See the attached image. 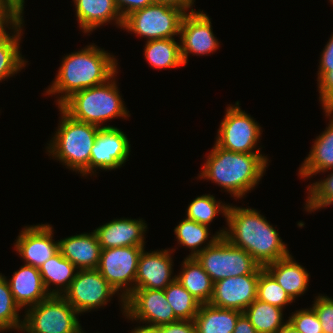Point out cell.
I'll list each match as a JSON object with an SVG mask.
<instances>
[{
    "label": "cell",
    "instance_id": "obj_20",
    "mask_svg": "<svg viewBox=\"0 0 333 333\" xmlns=\"http://www.w3.org/2000/svg\"><path fill=\"white\" fill-rule=\"evenodd\" d=\"M325 116L329 118L328 127L316 137L312 148L299 167L298 176L302 179L310 178L314 174L326 173L333 169V108H323Z\"/></svg>",
    "mask_w": 333,
    "mask_h": 333
},
{
    "label": "cell",
    "instance_id": "obj_35",
    "mask_svg": "<svg viewBox=\"0 0 333 333\" xmlns=\"http://www.w3.org/2000/svg\"><path fill=\"white\" fill-rule=\"evenodd\" d=\"M326 178L316 181L307 186L308 196L305 200L306 212L314 213L333 204V169Z\"/></svg>",
    "mask_w": 333,
    "mask_h": 333
},
{
    "label": "cell",
    "instance_id": "obj_39",
    "mask_svg": "<svg viewBox=\"0 0 333 333\" xmlns=\"http://www.w3.org/2000/svg\"><path fill=\"white\" fill-rule=\"evenodd\" d=\"M5 0H0V35L7 31L21 18Z\"/></svg>",
    "mask_w": 333,
    "mask_h": 333
},
{
    "label": "cell",
    "instance_id": "obj_29",
    "mask_svg": "<svg viewBox=\"0 0 333 333\" xmlns=\"http://www.w3.org/2000/svg\"><path fill=\"white\" fill-rule=\"evenodd\" d=\"M144 57L155 69H171L184 66L180 43L175 38L148 40L145 42Z\"/></svg>",
    "mask_w": 333,
    "mask_h": 333
},
{
    "label": "cell",
    "instance_id": "obj_12",
    "mask_svg": "<svg viewBox=\"0 0 333 333\" xmlns=\"http://www.w3.org/2000/svg\"><path fill=\"white\" fill-rule=\"evenodd\" d=\"M127 319L148 326H160L178 321L169 305L164 290L135 288L125 299Z\"/></svg>",
    "mask_w": 333,
    "mask_h": 333
},
{
    "label": "cell",
    "instance_id": "obj_41",
    "mask_svg": "<svg viewBox=\"0 0 333 333\" xmlns=\"http://www.w3.org/2000/svg\"><path fill=\"white\" fill-rule=\"evenodd\" d=\"M115 5L124 19L132 12L143 9L146 6L154 3L155 0H114Z\"/></svg>",
    "mask_w": 333,
    "mask_h": 333
},
{
    "label": "cell",
    "instance_id": "obj_21",
    "mask_svg": "<svg viewBox=\"0 0 333 333\" xmlns=\"http://www.w3.org/2000/svg\"><path fill=\"white\" fill-rule=\"evenodd\" d=\"M59 241V251L78 270L96 269L102 248L99 244L95 231L81 233L62 238Z\"/></svg>",
    "mask_w": 333,
    "mask_h": 333
},
{
    "label": "cell",
    "instance_id": "obj_10",
    "mask_svg": "<svg viewBox=\"0 0 333 333\" xmlns=\"http://www.w3.org/2000/svg\"><path fill=\"white\" fill-rule=\"evenodd\" d=\"M144 248L126 246L102 249L101 251L96 269L118 292L123 313H125V299L135 289L138 261Z\"/></svg>",
    "mask_w": 333,
    "mask_h": 333
},
{
    "label": "cell",
    "instance_id": "obj_13",
    "mask_svg": "<svg viewBox=\"0 0 333 333\" xmlns=\"http://www.w3.org/2000/svg\"><path fill=\"white\" fill-rule=\"evenodd\" d=\"M179 38L184 65L188 63L189 54L206 56L219 49L220 42L214 36L211 18L203 10H194L184 15Z\"/></svg>",
    "mask_w": 333,
    "mask_h": 333
},
{
    "label": "cell",
    "instance_id": "obj_23",
    "mask_svg": "<svg viewBox=\"0 0 333 333\" xmlns=\"http://www.w3.org/2000/svg\"><path fill=\"white\" fill-rule=\"evenodd\" d=\"M278 282L280 286L295 301L296 297H300L309 285L310 273L295 261L293 256H288L270 263L264 267Z\"/></svg>",
    "mask_w": 333,
    "mask_h": 333
},
{
    "label": "cell",
    "instance_id": "obj_15",
    "mask_svg": "<svg viewBox=\"0 0 333 333\" xmlns=\"http://www.w3.org/2000/svg\"><path fill=\"white\" fill-rule=\"evenodd\" d=\"M264 267L259 266L252 274L228 277L213 283L210 304L244 312L257 299L259 273Z\"/></svg>",
    "mask_w": 333,
    "mask_h": 333
},
{
    "label": "cell",
    "instance_id": "obj_8",
    "mask_svg": "<svg viewBox=\"0 0 333 333\" xmlns=\"http://www.w3.org/2000/svg\"><path fill=\"white\" fill-rule=\"evenodd\" d=\"M213 283L228 277L252 274L260 265L245 250L230 244L224 237L196 257Z\"/></svg>",
    "mask_w": 333,
    "mask_h": 333
},
{
    "label": "cell",
    "instance_id": "obj_34",
    "mask_svg": "<svg viewBox=\"0 0 333 333\" xmlns=\"http://www.w3.org/2000/svg\"><path fill=\"white\" fill-rule=\"evenodd\" d=\"M257 299L281 309H285L286 305L295 302L265 268L259 273Z\"/></svg>",
    "mask_w": 333,
    "mask_h": 333
},
{
    "label": "cell",
    "instance_id": "obj_14",
    "mask_svg": "<svg viewBox=\"0 0 333 333\" xmlns=\"http://www.w3.org/2000/svg\"><path fill=\"white\" fill-rule=\"evenodd\" d=\"M130 147V141L121 129L100 128L91 149L89 175H96L98 169L111 171L121 168L130 156Z\"/></svg>",
    "mask_w": 333,
    "mask_h": 333
},
{
    "label": "cell",
    "instance_id": "obj_42",
    "mask_svg": "<svg viewBox=\"0 0 333 333\" xmlns=\"http://www.w3.org/2000/svg\"><path fill=\"white\" fill-rule=\"evenodd\" d=\"M318 67H333V34L321 53Z\"/></svg>",
    "mask_w": 333,
    "mask_h": 333
},
{
    "label": "cell",
    "instance_id": "obj_18",
    "mask_svg": "<svg viewBox=\"0 0 333 333\" xmlns=\"http://www.w3.org/2000/svg\"><path fill=\"white\" fill-rule=\"evenodd\" d=\"M147 224L142 219L117 218L100 225L94 231L102 249L144 247Z\"/></svg>",
    "mask_w": 333,
    "mask_h": 333
},
{
    "label": "cell",
    "instance_id": "obj_24",
    "mask_svg": "<svg viewBox=\"0 0 333 333\" xmlns=\"http://www.w3.org/2000/svg\"><path fill=\"white\" fill-rule=\"evenodd\" d=\"M24 18L21 17L8 31L0 35V81L10 79L19 73L28 61L20 52L21 36H23Z\"/></svg>",
    "mask_w": 333,
    "mask_h": 333
},
{
    "label": "cell",
    "instance_id": "obj_4",
    "mask_svg": "<svg viewBox=\"0 0 333 333\" xmlns=\"http://www.w3.org/2000/svg\"><path fill=\"white\" fill-rule=\"evenodd\" d=\"M55 135L46 146L48 156L64 164L69 170L89 175L91 149L100 127L81 122L69 116L61 107Z\"/></svg>",
    "mask_w": 333,
    "mask_h": 333
},
{
    "label": "cell",
    "instance_id": "obj_25",
    "mask_svg": "<svg viewBox=\"0 0 333 333\" xmlns=\"http://www.w3.org/2000/svg\"><path fill=\"white\" fill-rule=\"evenodd\" d=\"M176 279L201 304L210 302L213 293V282L197 259L186 257Z\"/></svg>",
    "mask_w": 333,
    "mask_h": 333
},
{
    "label": "cell",
    "instance_id": "obj_26",
    "mask_svg": "<svg viewBox=\"0 0 333 333\" xmlns=\"http://www.w3.org/2000/svg\"><path fill=\"white\" fill-rule=\"evenodd\" d=\"M242 313L235 309L215 307L210 303L201 304L193 320L196 333H232Z\"/></svg>",
    "mask_w": 333,
    "mask_h": 333
},
{
    "label": "cell",
    "instance_id": "obj_43",
    "mask_svg": "<svg viewBox=\"0 0 333 333\" xmlns=\"http://www.w3.org/2000/svg\"><path fill=\"white\" fill-rule=\"evenodd\" d=\"M232 333H257V331L251 324L249 318L243 312L238 317L234 331Z\"/></svg>",
    "mask_w": 333,
    "mask_h": 333
},
{
    "label": "cell",
    "instance_id": "obj_22",
    "mask_svg": "<svg viewBox=\"0 0 333 333\" xmlns=\"http://www.w3.org/2000/svg\"><path fill=\"white\" fill-rule=\"evenodd\" d=\"M79 28L84 34H91L93 30L104 24L115 22L122 29L123 18L114 0H73Z\"/></svg>",
    "mask_w": 333,
    "mask_h": 333
},
{
    "label": "cell",
    "instance_id": "obj_36",
    "mask_svg": "<svg viewBox=\"0 0 333 333\" xmlns=\"http://www.w3.org/2000/svg\"><path fill=\"white\" fill-rule=\"evenodd\" d=\"M288 321L301 333H323L319 318L315 310L302 308L292 312Z\"/></svg>",
    "mask_w": 333,
    "mask_h": 333
},
{
    "label": "cell",
    "instance_id": "obj_32",
    "mask_svg": "<svg viewBox=\"0 0 333 333\" xmlns=\"http://www.w3.org/2000/svg\"><path fill=\"white\" fill-rule=\"evenodd\" d=\"M228 207L229 203L224 204L220 200L217 201L213 195H201L189 203L186 209V218L210 227L217 214L222 213L226 218Z\"/></svg>",
    "mask_w": 333,
    "mask_h": 333
},
{
    "label": "cell",
    "instance_id": "obj_7",
    "mask_svg": "<svg viewBox=\"0 0 333 333\" xmlns=\"http://www.w3.org/2000/svg\"><path fill=\"white\" fill-rule=\"evenodd\" d=\"M186 12L176 6L154 2L123 19V30L148 40L174 38L180 33Z\"/></svg>",
    "mask_w": 333,
    "mask_h": 333
},
{
    "label": "cell",
    "instance_id": "obj_11",
    "mask_svg": "<svg viewBox=\"0 0 333 333\" xmlns=\"http://www.w3.org/2000/svg\"><path fill=\"white\" fill-rule=\"evenodd\" d=\"M118 292L97 269L78 270L63 297L80 314L106 306Z\"/></svg>",
    "mask_w": 333,
    "mask_h": 333
},
{
    "label": "cell",
    "instance_id": "obj_1",
    "mask_svg": "<svg viewBox=\"0 0 333 333\" xmlns=\"http://www.w3.org/2000/svg\"><path fill=\"white\" fill-rule=\"evenodd\" d=\"M224 238L249 253L262 267L290 254L279 232L253 208L229 205Z\"/></svg>",
    "mask_w": 333,
    "mask_h": 333
},
{
    "label": "cell",
    "instance_id": "obj_46",
    "mask_svg": "<svg viewBox=\"0 0 333 333\" xmlns=\"http://www.w3.org/2000/svg\"><path fill=\"white\" fill-rule=\"evenodd\" d=\"M131 333H157V326L142 325L134 327Z\"/></svg>",
    "mask_w": 333,
    "mask_h": 333
},
{
    "label": "cell",
    "instance_id": "obj_47",
    "mask_svg": "<svg viewBox=\"0 0 333 333\" xmlns=\"http://www.w3.org/2000/svg\"><path fill=\"white\" fill-rule=\"evenodd\" d=\"M276 333H301L287 321Z\"/></svg>",
    "mask_w": 333,
    "mask_h": 333
},
{
    "label": "cell",
    "instance_id": "obj_31",
    "mask_svg": "<svg viewBox=\"0 0 333 333\" xmlns=\"http://www.w3.org/2000/svg\"><path fill=\"white\" fill-rule=\"evenodd\" d=\"M165 296L179 320H194L201 303L177 279L165 289Z\"/></svg>",
    "mask_w": 333,
    "mask_h": 333
},
{
    "label": "cell",
    "instance_id": "obj_38",
    "mask_svg": "<svg viewBox=\"0 0 333 333\" xmlns=\"http://www.w3.org/2000/svg\"><path fill=\"white\" fill-rule=\"evenodd\" d=\"M314 299L312 308L319 318L323 333H333V298L319 294Z\"/></svg>",
    "mask_w": 333,
    "mask_h": 333
},
{
    "label": "cell",
    "instance_id": "obj_40",
    "mask_svg": "<svg viewBox=\"0 0 333 333\" xmlns=\"http://www.w3.org/2000/svg\"><path fill=\"white\" fill-rule=\"evenodd\" d=\"M157 333H196V326L193 320H178L157 326Z\"/></svg>",
    "mask_w": 333,
    "mask_h": 333
},
{
    "label": "cell",
    "instance_id": "obj_19",
    "mask_svg": "<svg viewBox=\"0 0 333 333\" xmlns=\"http://www.w3.org/2000/svg\"><path fill=\"white\" fill-rule=\"evenodd\" d=\"M14 301L20 309L35 306L47 299L50 294L46 291L38 268L24 264L7 279Z\"/></svg>",
    "mask_w": 333,
    "mask_h": 333
},
{
    "label": "cell",
    "instance_id": "obj_5",
    "mask_svg": "<svg viewBox=\"0 0 333 333\" xmlns=\"http://www.w3.org/2000/svg\"><path fill=\"white\" fill-rule=\"evenodd\" d=\"M106 82L74 93L60 107L73 119L100 128L114 127L103 125L114 118L128 119L129 111L122 100L115 76Z\"/></svg>",
    "mask_w": 333,
    "mask_h": 333
},
{
    "label": "cell",
    "instance_id": "obj_9",
    "mask_svg": "<svg viewBox=\"0 0 333 333\" xmlns=\"http://www.w3.org/2000/svg\"><path fill=\"white\" fill-rule=\"evenodd\" d=\"M240 102L228 105L224 118L220 122L215 143L228 151L237 153H261L256 148L262 135L260 124L241 110Z\"/></svg>",
    "mask_w": 333,
    "mask_h": 333
},
{
    "label": "cell",
    "instance_id": "obj_45",
    "mask_svg": "<svg viewBox=\"0 0 333 333\" xmlns=\"http://www.w3.org/2000/svg\"><path fill=\"white\" fill-rule=\"evenodd\" d=\"M22 17L24 14L25 0H5Z\"/></svg>",
    "mask_w": 333,
    "mask_h": 333
},
{
    "label": "cell",
    "instance_id": "obj_3",
    "mask_svg": "<svg viewBox=\"0 0 333 333\" xmlns=\"http://www.w3.org/2000/svg\"><path fill=\"white\" fill-rule=\"evenodd\" d=\"M264 155L228 151L215 143L197 179L211 180L234 199H241L259 184L266 172L269 159Z\"/></svg>",
    "mask_w": 333,
    "mask_h": 333
},
{
    "label": "cell",
    "instance_id": "obj_33",
    "mask_svg": "<svg viewBox=\"0 0 333 333\" xmlns=\"http://www.w3.org/2000/svg\"><path fill=\"white\" fill-rule=\"evenodd\" d=\"M20 310L14 301L7 277L0 273V332L22 330L24 319L20 320Z\"/></svg>",
    "mask_w": 333,
    "mask_h": 333
},
{
    "label": "cell",
    "instance_id": "obj_28",
    "mask_svg": "<svg viewBox=\"0 0 333 333\" xmlns=\"http://www.w3.org/2000/svg\"><path fill=\"white\" fill-rule=\"evenodd\" d=\"M226 231V227L220 229L214 235L209 236L210 229L206 225L199 224L195 221L184 218L174 228V234L178 244L187 247L191 250V253L186 257L194 258L201 251L208 246L212 245L218 238L223 237ZM211 238L210 240H208ZM204 244V246H202ZM202 246V247H201Z\"/></svg>",
    "mask_w": 333,
    "mask_h": 333
},
{
    "label": "cell",
    "instance_id": "obj_27",
    "mask_svg": "<svg viewBox=\"0 0 333 333\" xmlns=\"http://www.w3.org/2000/svg\"><path fill=\"white\" fill-rule=\"evenodd\" d=\"M77 271L78 269L68 259L62 256L60 251L39 268L46 291L50 295L59 296H62L69 288ZM51 285L55 287L52 289Z\"/></svg>",
    "mask_w": 333,
    "mask_h": 333
},
{
    "label": "cell",
    "instance_id": "obj_44",
    "mask_svg": "<svg viewBox=\"0 0 333 333\" xmlns=\"http://www.w3.org/2000/svg\"><path fill=\"white\" fill-rule=\"evenodd\" d=\"M158 3L169 4L183 9L186 13L194 11V3L191 0H155ZM192 8V9H191ZM190 9V10H189Z\"/></svg>",
    "mask_w": 333,
    "mask_h": 333
},
{
    "label": "cell",
    "instance_id": "obj_2",
    "mask_svg": "<svg viewBox=\"0 0 333 333\" xmlns=\"http://www.w3.org/2000/svg\"><path fill=\"white\" fill-rule=\"evenodd\" d=\"M117 62L105 49L94 43L87 45L65 55L55 80L44 92L51 96L58 94L56 105L60 107L74 93L109 80L119 68Z\"/></svg>",
    "mask_w": 333,
    "mask_h": 333
},
{
    "label": "cell",
    "instance_id": "obj_16",
    "mask_svg": "<svg viewBox=\"0 0 333 333\" xmlns=\"http://www.w3.org/2000/svg\"><path fill=\"white\" fill-rule=\"evenodd\" d=\"M53 229L51 224L23 227L14 246L24 264L39 269L59 251V241L53 239Z\"/></svg>",
    "mask_w": 333,
    "mask_h": 333
},
{
    "label": "cell",
    "instance_id": "obj_17",
    "mask_svg": "<svg viewBox=\"0 0 333 333\" xmlns=\"http://www.w3.org/2000/svg\"><path fill=\"white\" fill-rule=\"evenodd\" d=\"M175 249H162L147 252L145 248L140 254L135 288L164 290L176 279L173 276V252Z\"/></svg>",
    "mask_w": 333,
    "mask_h": 333
},
{
    "label": "cell",
    "instance_id": "obj_37",
    "mask_svg": "<svg viewBox=\"0 0 333 333\" xmlns=\"http://www.w3.org/2000/svg\"><path fill=\"white\" fill-rule=\"evenodd\" d=\"M319 101L323 108H333V67L318 68Z\"/></svg>",
    "mask_w": 333,
    "mask_h": 333
},
{
    "label": "cell",
    "instance_id": "obj_6",
    "mask_svg": "<svg viewBox=\"0 0 333 333\" xmlns=\"http://www.w3.org/2000/svg\"><path fill=\"white\" fill-rule=\"evenodd\" d=\"M78 315L63 296L50 295L26 310L21 332L80 333L83 328Z\"/></svg>",
    "mask_w": 333,
    "mask_h": 333
},
{
    "label": "cell",
    "instance_id": "obj_30",
    "mask_svg": "<svg viewBox=\"0 0 333 333\" xmlns=\"http://www.w3.org/2000/svg\"><path fill=\"white\" fill-rule=\"evenodd\" d=\"M283 310L255 299L244 311L257 333H276L284 322Z\"/></svg>",
    "mask_w": 333,
    "mask_h": 333
}]
</instances>
